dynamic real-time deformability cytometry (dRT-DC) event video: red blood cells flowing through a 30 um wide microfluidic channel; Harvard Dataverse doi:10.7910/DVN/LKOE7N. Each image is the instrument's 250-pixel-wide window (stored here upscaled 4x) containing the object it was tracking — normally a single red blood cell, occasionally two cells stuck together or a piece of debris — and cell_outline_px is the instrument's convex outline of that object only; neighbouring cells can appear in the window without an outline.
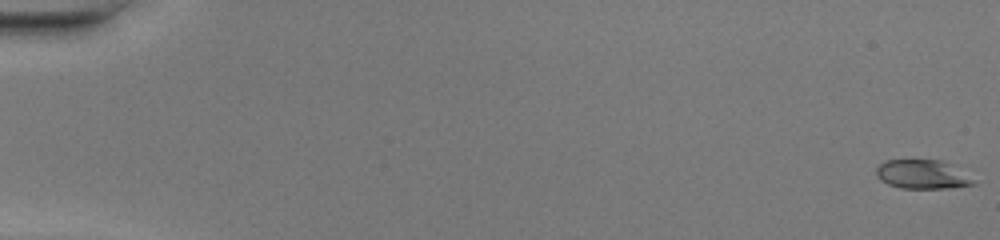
{"species": "common noctule bat (a hibernating species)", "species_latin": "Nyctalus noctula", "temperature_condition": "warm", "stored_images_in_passage": 49, "camera_frame_rate_fps": 3000, "um_per_image_px": 0.085, "animal": {"sex": "female", "body_mass_g": 20.0, "forearm_length_mm": 54.0}, "frame": {"image": 1, "passage_image": 1, "time_ms": 0.0, "image_size_px": [1000, 240], "cell_outline_px": [[976, 184], [952, 188], [900, 188], [888, 184], [880, 180], [876, 176], [876, 168], [884, 160], [940, 160], [952, 164], [976, 180]], "centroid_in_image_um": [78.42, 14.82], "position_along_channel_um": 6.6, "area_um2": 16.59}}
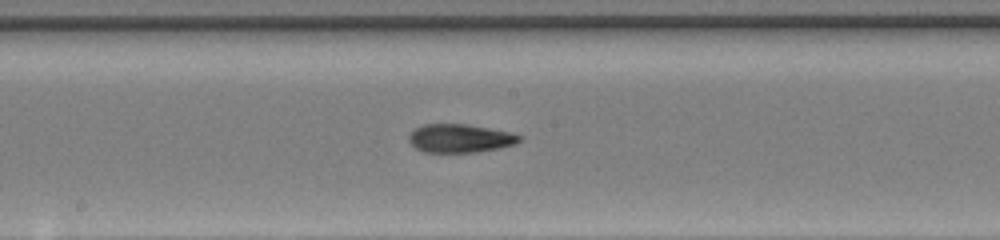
{"frame": {"image": 2, "passage_image": 28, "time_ms": 9.0, "image_size_px": [1000, 240], "cell_outline_px": [[524, 136], [516, 144], [500, 148], [476, 152], [424, 152], [416, 148], [408, 140], [408, 136], [416, 128], [424, 124], [464, 124], [488, 128], [508, 132]], "centroid_in_image_um": [39.11, 11.76], "position_along_channel_um": 209.1, "area_um2": 18.21}}
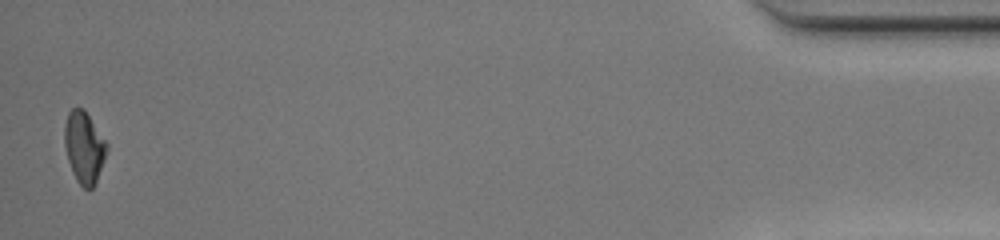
{"frame": {"image": 3, "passage_image": 49, "time_ms": 16.0, "image_size_px": [1000, 240], "cell_outline_px": [[108, 148], [104, 160], [96, 180], [92, 188], [84, 188], [76, 180], [72, 172], [68, 160], [64, 144], [64, 124], [68, 112], [72, 108], [84, 108], [108, 144]], "centroid_in_image_um": [7.14, 12.48], "position_along_channel_um": 428.1, "area_um2": 17.57}, "authors_computed_cell_mechanics": {"area_um2": 17.9758, "velocity_mm_per_s": 4.3259, "shape_relaxation_time_tau1_ms": 6.5029, "shape_relaxation_time_tau2_ms": 1.9375, "deformation_change_tau1": 0.2164, "deformation_change_tau2": 0.0795}}